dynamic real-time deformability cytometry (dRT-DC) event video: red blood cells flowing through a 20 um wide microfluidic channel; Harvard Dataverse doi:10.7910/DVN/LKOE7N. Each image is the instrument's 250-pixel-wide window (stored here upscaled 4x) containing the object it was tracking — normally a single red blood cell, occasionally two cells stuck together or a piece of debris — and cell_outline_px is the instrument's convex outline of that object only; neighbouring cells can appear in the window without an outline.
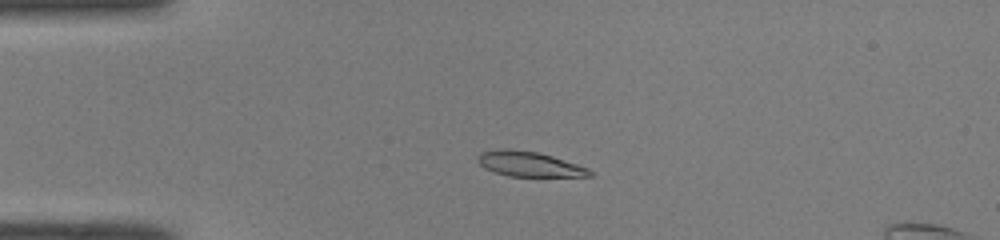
{"species": "common noctule bat (a hibernating species)", "species_latin": "Nyctalus noctula", "temperature_condition": "room temperature", "stored_images_in_passage": 47, "camera_frame_rate_fps": 3000, "um_per_image_px": 0.085, "animal": {"sex": "male", "body_mass_g": 19.0, "forearm_length_mm": 50.8}, "frame": {"image": 1, "passage_image": 9, "time_ms": 2.667, "image_size_px": [1000, 240], "cell_outline_px": [[592, 176], [508, 176], [484, 168], [476, 160], [476, 156], [480, 152], [500, 148], [508, 148], [540, 152], [588, 168], [592, 172]], "centroid_in_image_um": [44.92, 13.92], "position_along_channel_um": 40.1, "area_um2": 16.36}}
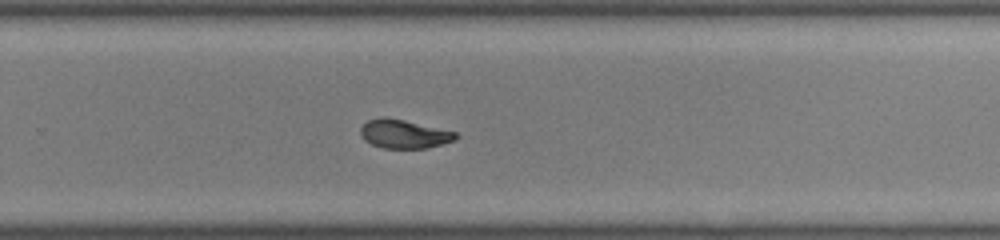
{"frame": {"image": 2, "passage_image": 30, "time_ms": 9.667, "image_size_px": [1000, 240], "cell_outline_px": [[460, 136], [456, 140], [444, 144], [428, 148], [380, 148], [364, 140], [360, 132], [360, 128], [368, 120], [384, 116], [404, 120], [456, 132]], "centroid_in_image_um": [34.36, 11.39], "position_along_channel_um": 295.4, "area_um2": 16.01}}
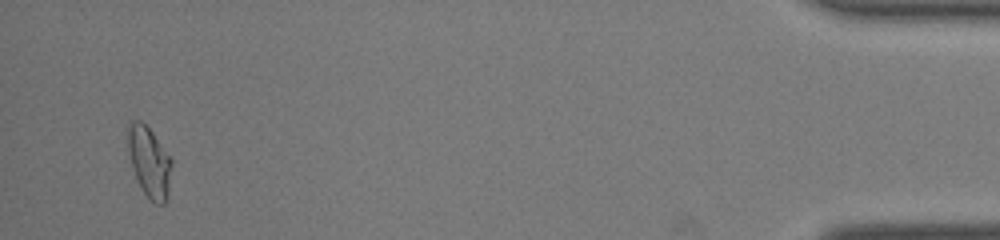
{"frame": {"image": 3, "passage_image": 45, "time_ms": 14.667, "image_size_px": [1000, 240], "cell_outline_px": [[172, 164], [168, 196], [164, 204], [156, 204], [144, 192], [132, 168], [128, 152], [128, 120], [140, 120], [152, 132], [172, 160]], "centroid_in_image_um": [12.69, 13.74], "position_along_channel_um": 422.5, "area_um2": 17.74}}